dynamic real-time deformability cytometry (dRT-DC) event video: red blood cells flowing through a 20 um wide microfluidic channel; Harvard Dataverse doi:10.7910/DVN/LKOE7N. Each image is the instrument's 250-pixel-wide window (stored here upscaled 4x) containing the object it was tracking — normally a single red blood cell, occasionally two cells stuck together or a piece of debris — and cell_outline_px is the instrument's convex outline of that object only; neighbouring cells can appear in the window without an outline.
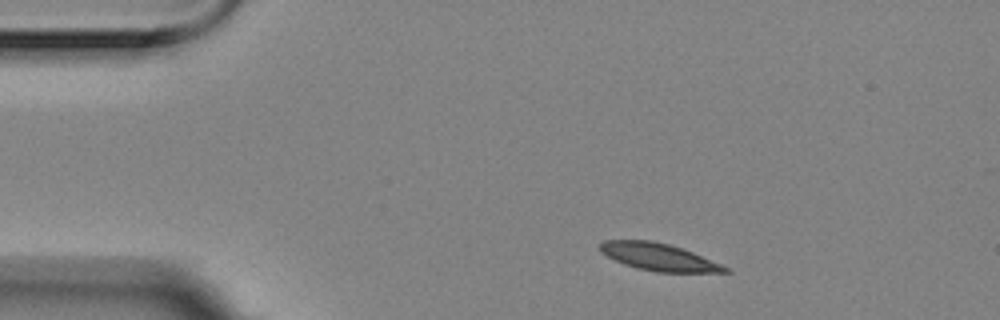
{"species": "Egyptian fruit bat (a non-hibernating species)", "species_latin": "Rousettus aegyptiacus", "temperature_condition": "room temperature", "stored_images_in_passage": 4, "camera_frame_rate_fps": 3000, "um_per_image_px": 0.085, "animal": {"sex": "female"}, "frame": {"image": 1, "passage_image": 2, "time_ms": 0.333, "image_size_px": [1000, 320], "cell_outline_px": [[732, 272], [656, 272], [636, 268], [624, 264], [600, 252], [600, 244], [604, 240], [652, 240], [668, 244], [692, 252], [732, 268]], "centroid_in_image_um": [56.02, 21.85], "position_along_channel_um": 29.0, "area_um2": 19.83}}
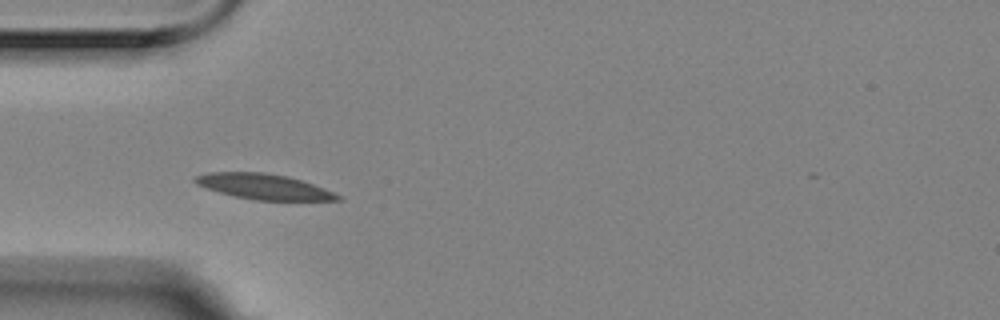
{"frame": {"image": 2, "passage_image": 4, "time_ms": 1.0, "image_size_px": [1000, 320], "cell_outline_px": [[344, 200], [256, 200], [232, 196], [196, 184], [192, 180], [196, 176], [208, 172], [264, 172], [288, 176], [312, 184], [332, 192], [340, 196]], "centroid_in_image_um": [22.38, 15.86], "position_along_channel_um": 62.6, "area_um2": 20.87}}